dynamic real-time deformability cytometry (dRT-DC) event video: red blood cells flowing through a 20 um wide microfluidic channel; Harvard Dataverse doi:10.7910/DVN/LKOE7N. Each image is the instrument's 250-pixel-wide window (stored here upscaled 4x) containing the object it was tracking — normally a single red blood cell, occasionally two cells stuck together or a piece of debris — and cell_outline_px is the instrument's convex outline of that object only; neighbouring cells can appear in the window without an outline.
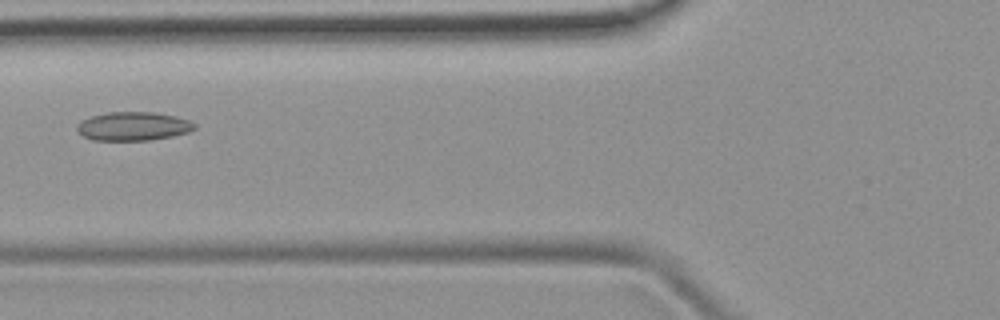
{"species": "common noctule bat (a hibernating species)", "species_latin": "Nyctalus noctula", "temperature_condition": "room temperature", "stored_images_in_passage": 6, "camera_frame_rate_fps": 3000, "um_per_image_px": 0.085, "animal": {"sex": "female", "body_mass_g": 19.9}, "frame": {"image": 1, "passage_image": 6, "time_ms": 5.667, "image_size_px": [1000, 320], "cell_outline_px": [[196, 128], [188, 132], [172, 136], [152, 140], [92, 140], [84, 136], [76, 128], [76, 124], [80, 120], [92, 116], [108, 112], [156, 112], [176, 116], [188, 120], [196, 124]], "centroid_in_image_um": [11.32, 10.72], "position_along_channel_um": 114.5, "area_um2": 19.71}}